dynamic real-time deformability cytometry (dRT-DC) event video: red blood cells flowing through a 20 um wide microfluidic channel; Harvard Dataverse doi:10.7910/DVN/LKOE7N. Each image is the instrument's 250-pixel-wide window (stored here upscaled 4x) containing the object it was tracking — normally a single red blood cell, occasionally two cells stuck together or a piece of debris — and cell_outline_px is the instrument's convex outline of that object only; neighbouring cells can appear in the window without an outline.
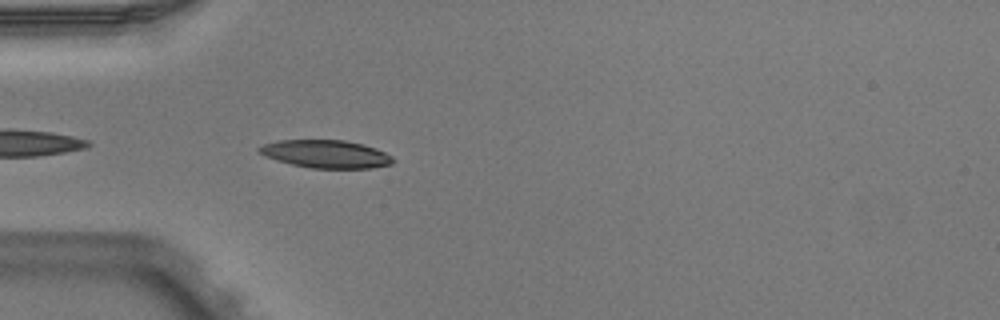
{"species": "Egyptian fruit bat (a non-hibernating species)", "species_latin": "Rousettus aegyptiacus", "temperature_condition": "warm", "stored_images_in_passage": 4, "camera_frame_rate_fps": 3000, "um_per_image_px": 0.085, "animal": {"sex": "male"}, "frame": {"image": 1, "passage_image": 4, "time_ms": 1.0, "image_size_px": [1000, 320], "cell_outline_px": [[396, 160], [392, 164], [372, 168], [308, 168], [276, 160], [264, 156], [256, 148], [264, 144], [280, 140], [344, 140], [364, 144], [376, 148], [392, 156]], "centroid_in_image_um": [27.73, 13.09], "position_along_channel_um": 57.3, "area_um2": 21.85}}